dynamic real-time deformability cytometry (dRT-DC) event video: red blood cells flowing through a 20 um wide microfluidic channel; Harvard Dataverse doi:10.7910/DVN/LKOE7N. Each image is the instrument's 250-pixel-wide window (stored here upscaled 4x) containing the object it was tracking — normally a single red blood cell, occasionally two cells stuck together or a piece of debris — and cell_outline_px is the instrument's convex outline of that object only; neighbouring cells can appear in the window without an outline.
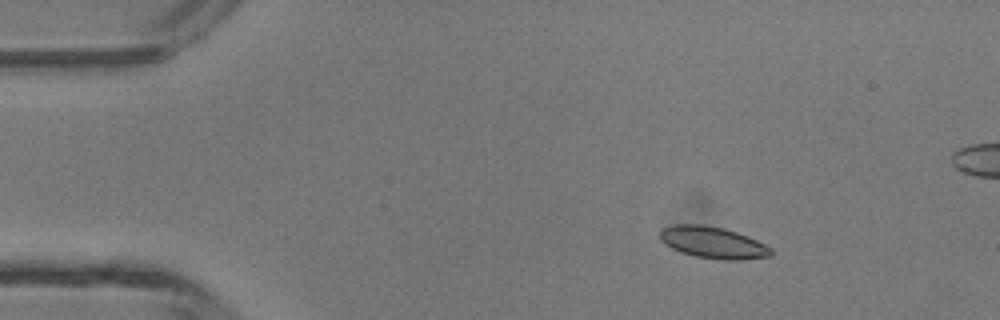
{"species": "common noctule bat (a hibernating species)", "species_latin": "Nyctalus noctula", "temperature_condition": "room temperature", "stored_images_in_passage": 6, "camera_frame_rate_fps": 3000, "um_per_image_px": 0.085, "animal": {"sex": "male", "body_mass_g": 13.3}, "frame": {"image": 1, "passage_image": 3, "time_ms": 0.667, "image_size_px": [1000, 320], "cell_outline_px": [[772, 256], [740, 260], [720, 260], [696, 256], [680, 252], [664, 244], [660, 240], [660, 228], [676, 224], [700, 224], [724, 228], [748, 236], [772, 248]], "centroid_in_image_um": [60.59, 20.61], "position_along_channel_um": 24.4, "area_um2": 20.63}}